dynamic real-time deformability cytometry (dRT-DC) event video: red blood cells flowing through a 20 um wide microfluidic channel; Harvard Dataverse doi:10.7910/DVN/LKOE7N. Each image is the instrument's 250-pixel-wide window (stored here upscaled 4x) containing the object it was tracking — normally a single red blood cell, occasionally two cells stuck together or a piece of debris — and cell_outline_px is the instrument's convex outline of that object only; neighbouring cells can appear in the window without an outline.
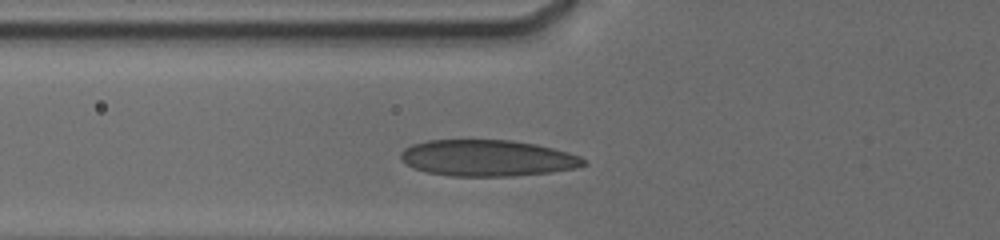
{"species": "human", "species_latin": "Homo sapiens", "temperature_condition": "cold", "stored_images_in_passage": 3, "camera_frame_rate_fps": 3000, "um_per_image_px": 0.085, "donor": {"sex": "male"}, "frame": {"image": 1, "passage_image": 2, "time_ms": 0.333, "image_size_px": [1000, 240], "cell_outline_px": [[588, 164], [576, 168], [552, 172], [512, 176], [452, 176], [428, 172], [412, 168], [404, 164], [400, 160], [400, 152], [404, 148], [412, 144], [428, 140], [512, 140], [536, 144], [568, 152], [580, 156]], "centroid_in_image_um": [41.4, 13.43], "position_along_channel_um": 84.4, "area_um2": 38.96}}